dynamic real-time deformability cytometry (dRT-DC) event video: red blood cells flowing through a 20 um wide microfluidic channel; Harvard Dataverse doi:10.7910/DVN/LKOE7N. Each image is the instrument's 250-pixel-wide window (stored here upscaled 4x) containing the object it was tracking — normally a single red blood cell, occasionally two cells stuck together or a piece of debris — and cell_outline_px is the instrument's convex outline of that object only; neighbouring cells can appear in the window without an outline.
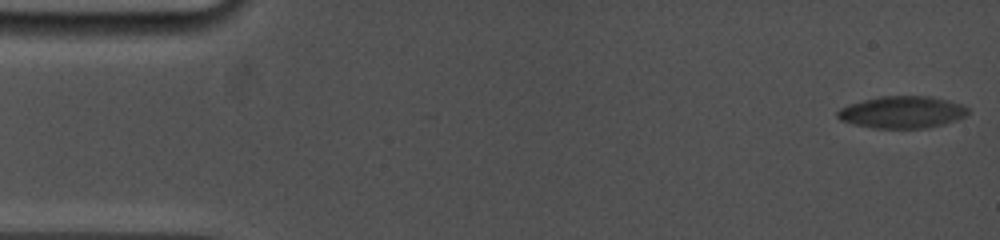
{"species": "common noctule bat (a hibernating species)", "species_latin": "Nyctalus noctula", "temperature_condition": "cold", "stored_images_in_passage": 35, "camera_frame_rate_fps": 5000, "um_per_image_px": 0.085, "animal": {"sex": "female", "body_mass_g": 19.0, "forearm_length_mm": 53.3}, "frame": {"image": 1, "passage_image": 1, "time_ms": 0.0, "image_size_px": [1000, 240], "cell_outline_px": [[968, 112], [964, 116], [956, 120], [944, 124], [928, 128], [872, 128], [840, 120], [836, 116], [836, 112], [840, 108], [848, 104], [880, 96], [928, 96], [948, 100], [960, 104], [968, 108]], "centroid_in_image_um": [76.66, 9.53], "position_along_channel_um": 8.3, "area_um2": 24.28}}
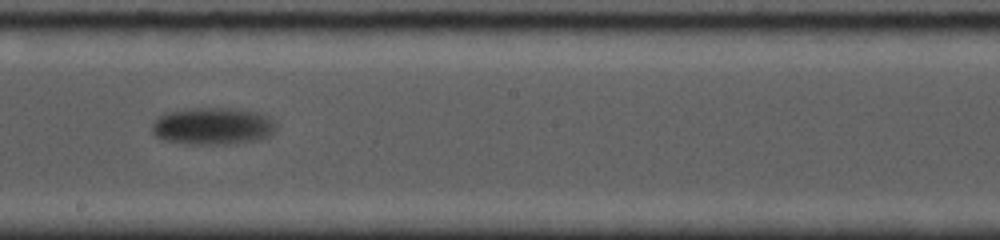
{"frame": {"image": 2, "passage_image": 20, "time_ms": 10.2, "image_size_px": [1000, 240], "cell_outline_px": [[276, 132], [268, 136], [256, 140], [224, 144], [192, 144], [160, 140], [152, 132], [152, 124], [164, 112], [184, 108], [228, 108], [256, 112], [268, 116], [276, 124]], "centroid_in_image_um": [18.05, 10.71], "position_along_channel_um": 230.1, "area_um2": 26.99}}
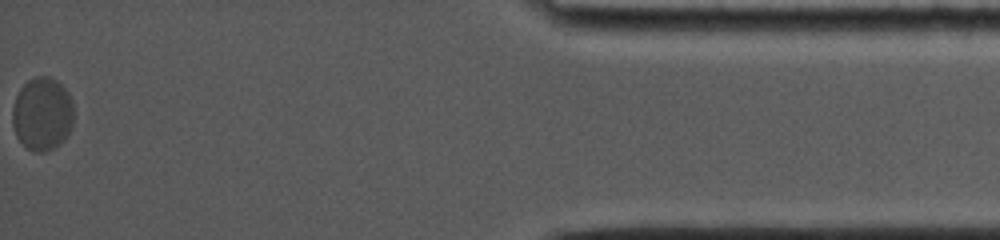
{"frame": {"image": 3, "passage_image": 35, "time_ms": 18.0, "image_size_px": [1000, 240], "cell_outline_px": [[72, 124], [68, 136], [56, 148], [44, 152], [32, 152], [16, 136], [12, 124], [12, 108], [16, 96], [20, 88], [28, 80], [36, 76], [48, 76], [56, 80], [68, 92], [72, 100]], "centroid_in_image_um": [3.59, 9.7], "position_along_channel_um": 431.6, "area_um2": 26.36}, "authors_computed_cell_mechanics": {"area_um2": 25.4898, "velocity_mm_per_s": 3.4594, "shape_relaxation_time_tau1_ms": 2.144, "shape_relaxation_time_tau2_ms": null, "deformation_change_tau1": 0.0869, "deformation_change_tau2": null}}